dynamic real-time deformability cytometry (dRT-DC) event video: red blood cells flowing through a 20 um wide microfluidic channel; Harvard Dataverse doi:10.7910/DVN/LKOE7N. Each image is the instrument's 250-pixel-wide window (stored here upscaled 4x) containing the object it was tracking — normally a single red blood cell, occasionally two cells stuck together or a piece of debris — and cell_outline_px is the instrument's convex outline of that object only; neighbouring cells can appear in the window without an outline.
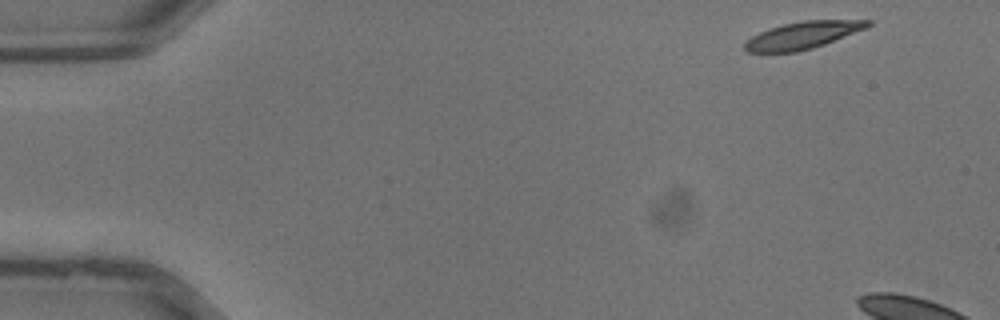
{"species": "common noctule bat (a hibernating species)", "species_latin": "Nyctalus noctula", "temperature_condition": "warm", "stored_images_in_passage": 5, "camera_frame_rate_fps": 3000, "um_per_image_px": 0.085, "animal": {"sex": "male", "body_mass_g": 13.3}, "frame": {"image": 1, "passage_image": 1, "time_ms": 0.0, "image_size_px": [1000, 320], "cell_outline_px": [[872, 24], [868, 28], [824, 44], [812, 48], [796, 52], [748, 52], [744, 48], [744, 44], [752, 36], [760, 32], [784, 24], [804, 20], [872, 20]], "centroid_in_image_um": [68.28, 2.99], "position_along_channel_um": 16.7, "area_um2": 19.31}}